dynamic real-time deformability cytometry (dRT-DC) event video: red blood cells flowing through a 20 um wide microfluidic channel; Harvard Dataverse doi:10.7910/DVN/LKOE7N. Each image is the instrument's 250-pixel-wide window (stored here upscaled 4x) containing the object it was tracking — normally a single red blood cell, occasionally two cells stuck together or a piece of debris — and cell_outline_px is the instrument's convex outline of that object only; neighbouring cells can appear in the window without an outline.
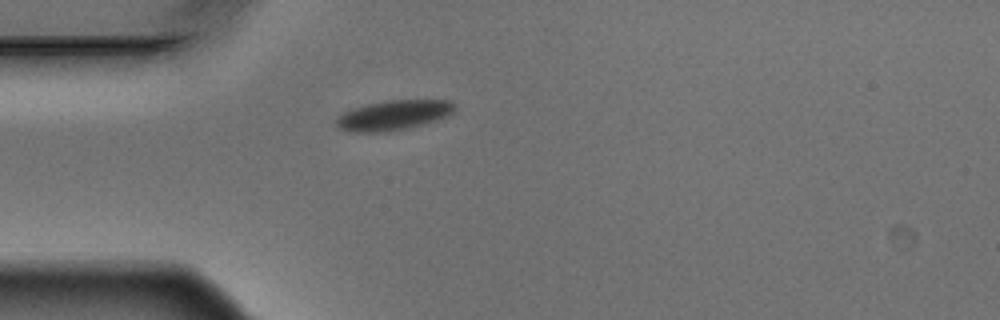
{"species": "Egyptian fruit bat (a non-hibernating species)", "species_latin": "Rousettus aegyptiacus", "temperature_condition": "warm", "stored_images_in_passage": 2, "camera_frame_rate_fps": 3000, "um_per_image_px": 0.085, "animal": {"sex": "male"}, "frame": {"image": 1, "passage_image": 1, "time_ms": 0.0, "image_size_px": [1000, 320], "cell_outline_px": [[456, 108], [448, 116], [436, 120], [404, 128], [384, 132], [352, 132], [340, 128], [336, 124], [336, 120], [344, 112], [352, 108], [368, 104], [388, 100], [452, 100], [456, 104]], "centroid_in_image_um": [33.48, 9.77], "position_along_channel_um": 51.5, "area_um2": 20.35}}